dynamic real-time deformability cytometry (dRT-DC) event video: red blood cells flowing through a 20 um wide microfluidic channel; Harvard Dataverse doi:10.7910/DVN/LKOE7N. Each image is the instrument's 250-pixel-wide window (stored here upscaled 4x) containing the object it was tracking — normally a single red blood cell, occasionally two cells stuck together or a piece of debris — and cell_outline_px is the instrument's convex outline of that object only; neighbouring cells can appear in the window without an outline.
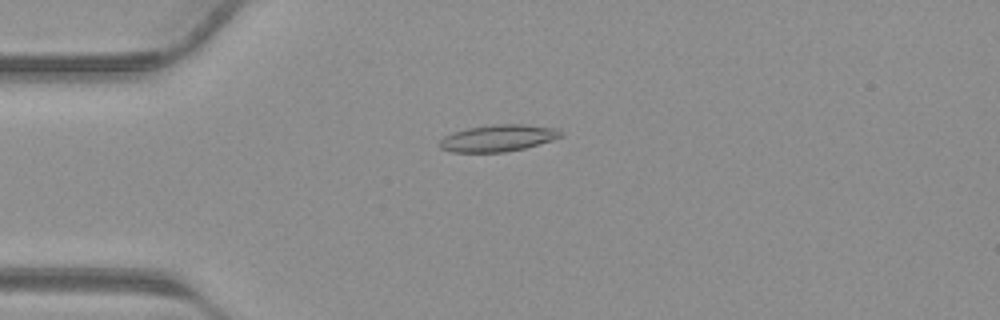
{"species": "common noctule bat (a hibernating species)", "species_latin": "Nyctalus noctula", "temperature_condition": "warm", "stored_images_in_passage": 40, "camera_frame_rate_fps": 3000, "um_per_image_px": 0.085, "animal": {"sex": "male", "body_mass_g": 23.1, "forearm_length_mm": 52.7}, "frame": {"image": 1, "passage_image": 10, "time_ms": 3.0, "image_size_px": [1000, 320], "cell_outline_px": [[564, 136], [552, 140], [524, 148], [504, 152], [452, 152], [440, 148], [440, 140], [444, 136], [452, 132], [468, 128], [496, 124], [524, 124], [556, 128], [564, 132]], "centroid_in_image_um": [42.36, 11.73], "position_along_channel_um": 42.6, "area_um2": 18.9}}
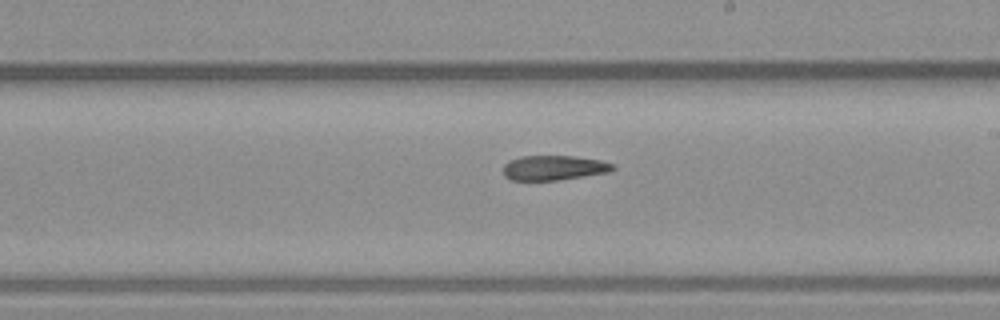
{"frame": {"image": 2, "passage_image": 23, "time_ms": 7.333, "image_size_px": [1000, 320], "cell_outline_px": [[616, 168], [608, 172], [560, 180], [508, 180], [504, 176], [504, 164], [508, 160], [520, 156], [572, 156], [600, 160], [616, 164]], "centroid_in_image_um": [47.07, 14.26], "position_along_channel_um": 241.9, "area_um2": 15.95}}
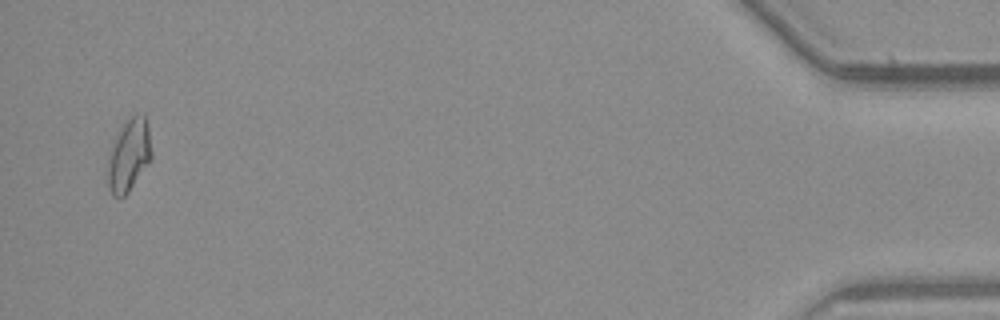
{"frame": {"image": 3, "passage_image": 39, "time_ms": 12.667, "image_size_px": [1000, 320], "cell_outline_px": [[152, 160], [128, 192], [124, 196], [112, 196], [108, 188], [108, 160], [116, 132], [124, 120], [132, 116], [144, 112], [148, 124], [152, 152]], "centroid_in_image_um": [10.98, 13.15], "position_along_channel_um": 424.2, "area_um2": 18.84}}